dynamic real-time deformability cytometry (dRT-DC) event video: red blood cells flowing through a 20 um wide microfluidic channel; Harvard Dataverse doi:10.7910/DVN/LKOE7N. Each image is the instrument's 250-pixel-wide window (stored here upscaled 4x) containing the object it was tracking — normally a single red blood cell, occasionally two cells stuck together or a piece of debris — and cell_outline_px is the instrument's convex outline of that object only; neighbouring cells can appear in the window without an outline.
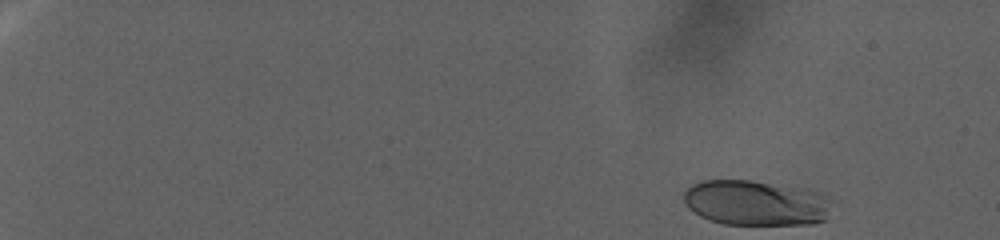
{"species": "human", "species_latin": "Homo sapiens", "temperature_condition": "warm", "stored_images_in_passage": 86, "camera_frame_rate_fps": 3000, "um_per_image_px": 0.085, "donor": {"sex": "female"}, "frame": {"image": 1, "passage_image": 1, "time_ms": 0.0, "image_size_px": [1000, 240], "cell_outline_px": [[832, 200], [824, 220], [812, 224], [724, 224], [708, 220], [700, 216], [688, 208], [684, 200], [684, 192], [692, 184], [700, 180], [748, 180], [808, 188], [820, 192], [828, 196]], "centroid_in_image_um": [64.25, 17.23], "position_along_channel_um": 20.7, "area_um2": 39.36}}
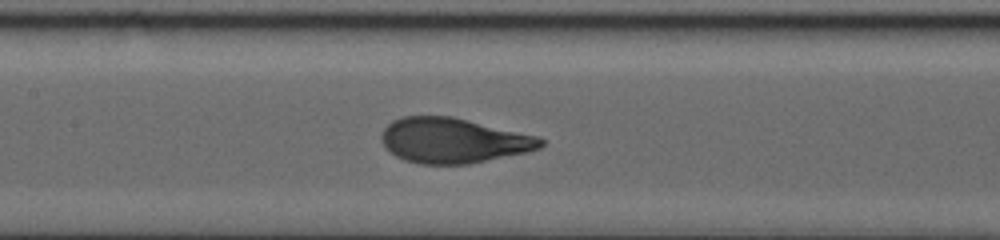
{"frame": {"image": 2, "passage_image": 48, "time_ms": 15.667, "image_size_px": [1000, 240], "cell_outline_px": [[544, 144], [540, 148], [528, 152], [468, 164], [420, 164], [404, 160], [396, 156], [384, 148], [380, 140], [380, 136], [384, 128], [392, 120], [400, 116], [452, 116], [540, 136], [544, 140]], "centroid_in_image_um": [38.52, 11.94], "position_along_channel_um": 168.9, "area_um2": 42.31}}
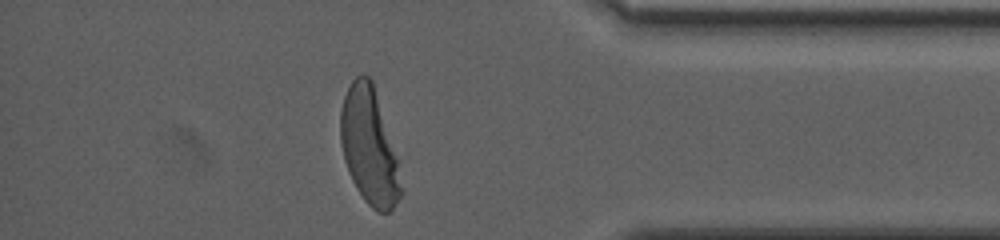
{"frame": {"image": 3, "passage_image": 83, "time_ms": 27.333, "image_size_px": [1000, 240], "cell_outline_px": [[404, 192], [396, 204], [388, 212], [376, 212], [364, 200], [356, 188], [348, 172], [344, 160], [340, 144], [340, 112], [344, 96], [352, 80], [356, 76], [364, 72], [372, 80], [396, 160]], "centroid_in_image_um": [31.35, 12.47], "position_along_channel_um": 403.9, "area_um2": 40.52}}